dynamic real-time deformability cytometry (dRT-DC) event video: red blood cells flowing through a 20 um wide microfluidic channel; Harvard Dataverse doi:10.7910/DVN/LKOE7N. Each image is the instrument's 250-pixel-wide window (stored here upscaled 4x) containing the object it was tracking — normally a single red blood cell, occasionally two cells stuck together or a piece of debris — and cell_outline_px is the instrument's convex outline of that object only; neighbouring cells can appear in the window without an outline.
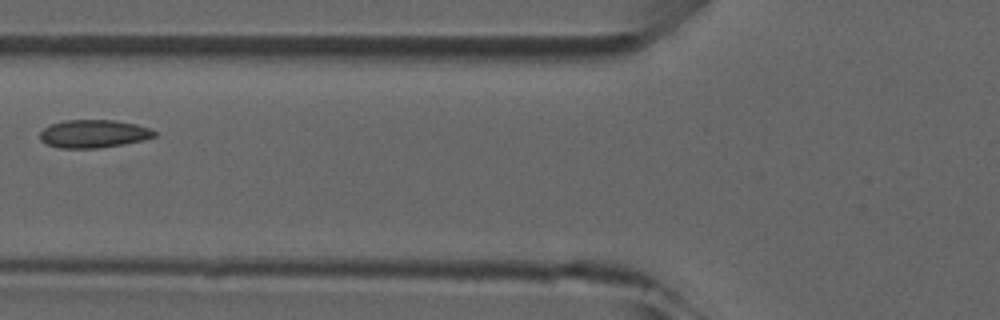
{"species": "common noctule bat (a hibernating species)", "species_latin": "Nyctalus noctula", "temperature_condition": "room temperature", "stored_images_in_passage": 7, "camera_frame_rate_fps": 3000, "um_per_image_px": 0.085, "animal": {"sex": "male", "forearm_length_mm": 52.5}, "frame": {"image": 1, "passage_image": 5, "time_ms": 4.667, "image_size_px": [1000, 320], "cell_outline_px": [[156, 136], [144, 140], [124, 144], [100, 148], [60, 148], [48, 144], [40, 140], [40, 132], [44, 128], [52, 124], [64, 120], [116, 120], [136, 124], [148, 128], [156, 132]], "centroid_in_image_um": [7.97, 11.37], "position_along_channel_um": 117.8, "area_um2": 18.67}}
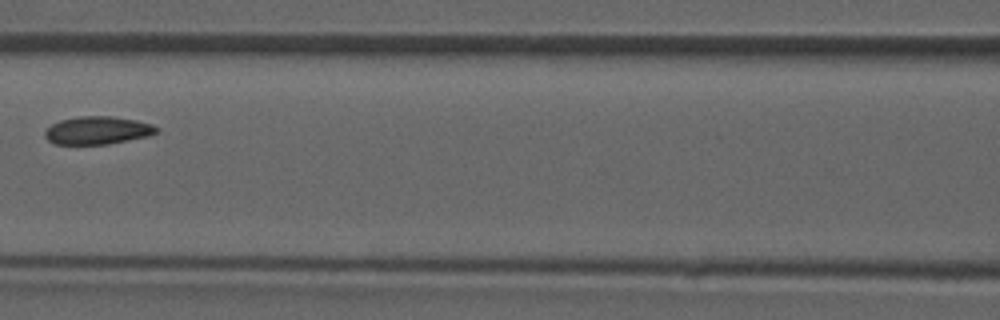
{"frame": {"image": 2, "passage_image": 6, "time_ms": 5.667, "image_size_px": [1000, 320], "cell_outline_px": [[160, 132], [148, 136], [108, 144], [56, 144], [48, 140], [44, 136], [44, 132], [52, 124], [60, 120], [76, 116], [112, 116], [136, 120], [152, 124], [160, 128]], "centroid_in_image_um": [8.32, 11.07], "position_along_channel_um": 158.3, "area_um2": 18.26}}